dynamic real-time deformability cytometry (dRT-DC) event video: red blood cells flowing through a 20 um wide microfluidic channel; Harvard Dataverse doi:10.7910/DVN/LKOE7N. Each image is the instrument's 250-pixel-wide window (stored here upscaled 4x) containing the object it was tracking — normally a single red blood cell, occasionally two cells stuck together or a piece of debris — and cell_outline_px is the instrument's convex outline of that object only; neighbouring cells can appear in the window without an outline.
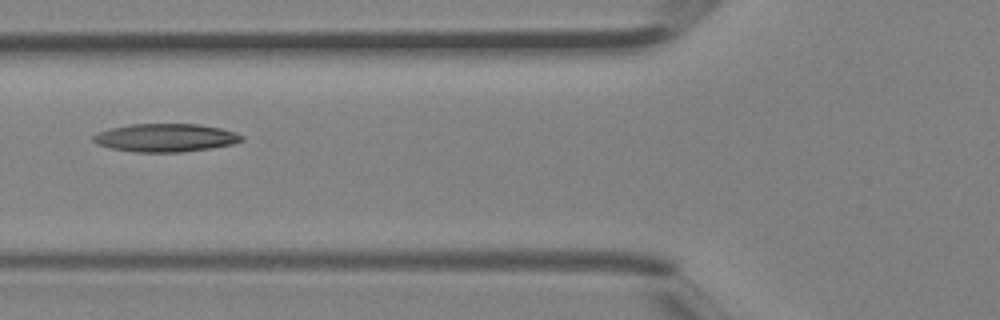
{"species": "Egyptian fruit bat (a non-hibernating species)", "species_latin": "Rousettus aegyptiacus", "temperature_condition": "room temperature", "stored_images_in_passage": 3, "camera_frame_rate_fps": 3000, "um_per_image_px": 0.085, "animal": {"sex": "female"}, "frame": {"image": 1, "passage_image": 3, "time_ms": 0.667, "image_size_px": [1000, 320], "cell_outline_px": [[244, 140], [232, 144], [212, 148], [180, 152], [136, 152], [112, 148], [100, 144], [92, 140], [92, 136], [96, 132], [112, 128], [132, 124], [200, 124], [220, 128], [236, 132], [244, 136]], "centroid_in_image_um": [14.11, 11.7], "position_along_channel_um": 111.7, "area_um2": 24.28}}